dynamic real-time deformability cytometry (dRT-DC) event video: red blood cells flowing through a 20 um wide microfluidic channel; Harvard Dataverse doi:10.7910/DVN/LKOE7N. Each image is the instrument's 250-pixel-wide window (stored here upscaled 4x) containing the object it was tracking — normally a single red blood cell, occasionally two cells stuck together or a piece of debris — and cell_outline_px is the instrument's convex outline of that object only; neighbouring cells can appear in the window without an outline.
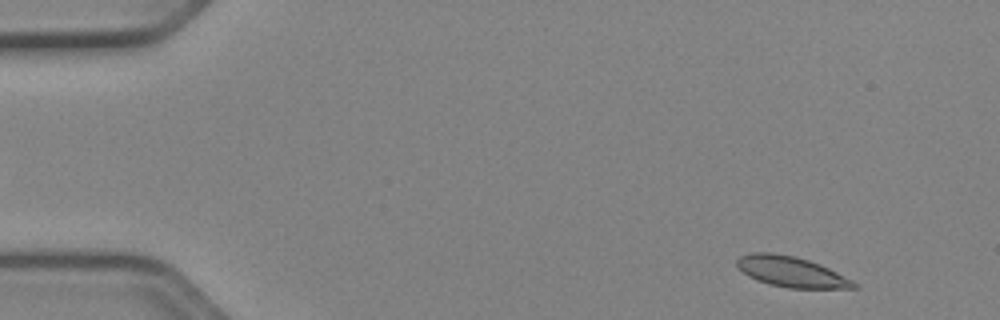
{"species": "Egyptian fruit bat (a non-hibernating species)", "species_latin": "Rousettus aegyptiacus", "temperature_condition": "cold", "stored_images_in_passage": 48, "camera_frame_rate_fps": 3000, "um_per_image_px": 0.085, "animal": {"sex": "female"}, "frame": {"image": 1, "passage_image": 1, "time_ms": 0.0, "image_size_px": [1000, 320], "cell_outline_px": [[860, 288], [788, 288], [768, 284], [756, 280], [748, 276], [736, 264], [736, 260], [740, 256], [752, 252], [772, 252], [796, 256], [820, 264], [860, 284]], "centroid_in_image_um": [67.27, 23.1], "position_along_channel_um": 17.7, "area_um2": 20.87}}
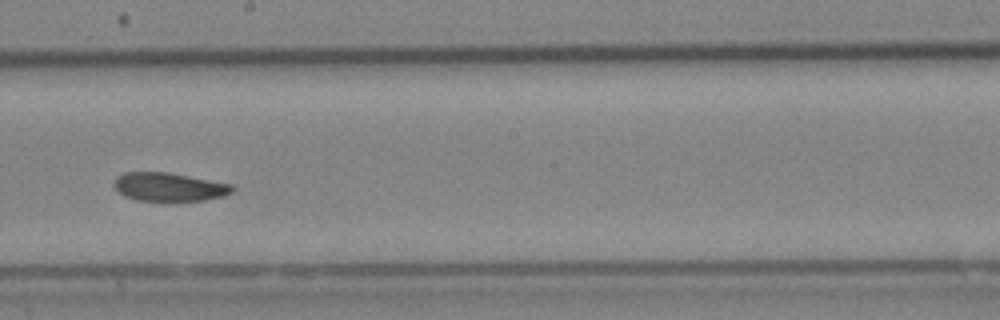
{"frame": {"image": 2, "passage_image": 26, "time_ms": 8.333, "image_size_px": [1000, 320], "cell_outline_px": [[236, 188], [232, 192], [224, 196], [204, 200], [172, 204], [164, 204], [136, 200], [124, 196], [116, 188], [116, 176], [124, 172], [168, 172], [232, 184]], "centroid_in_image_um": [14.41, 15.94], "position_along_channel_um": 233.8, "area_um2": 20.52}}
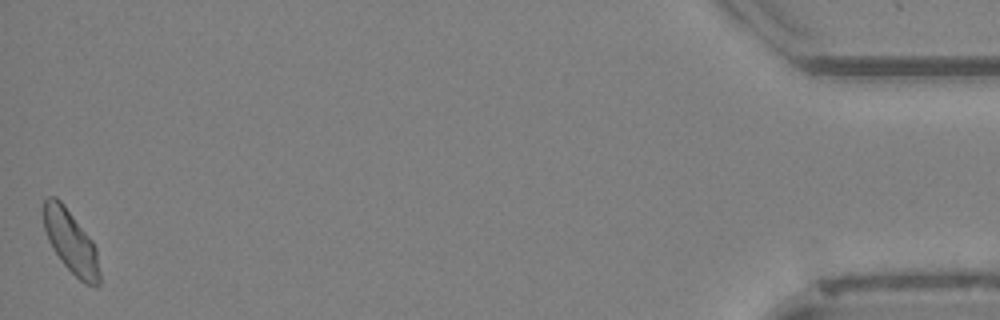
{"frame": {"image": 3, "passage_image": 48, "time_ms": 15.667, "image_size_px": [1000, 320], "cell_outline_px": [[100, 284], [96, 288], [84, 284], [64, 264], [52, 248], [48, 240], [44, 228], [44, 200], [48, 196], [56, 196], [64, 204], [92, 240], [96, 248], [100, 272]], "centroid_in_image_um": [6.05, 20.58], "position_along_channel_um": 429.2, "area_um2": 20.58}, "authors_computed_cell_mechanics": {"area_um2": 20.6346, "velocity_mm_per_s": 3.9036, "shape_relaxation_time_tau1_ms": 8.1982, "shape_relaxation_time_tau2_ms": null, "deformation_change_tau1": 0.1243, "deformation_change_tau2": null}}